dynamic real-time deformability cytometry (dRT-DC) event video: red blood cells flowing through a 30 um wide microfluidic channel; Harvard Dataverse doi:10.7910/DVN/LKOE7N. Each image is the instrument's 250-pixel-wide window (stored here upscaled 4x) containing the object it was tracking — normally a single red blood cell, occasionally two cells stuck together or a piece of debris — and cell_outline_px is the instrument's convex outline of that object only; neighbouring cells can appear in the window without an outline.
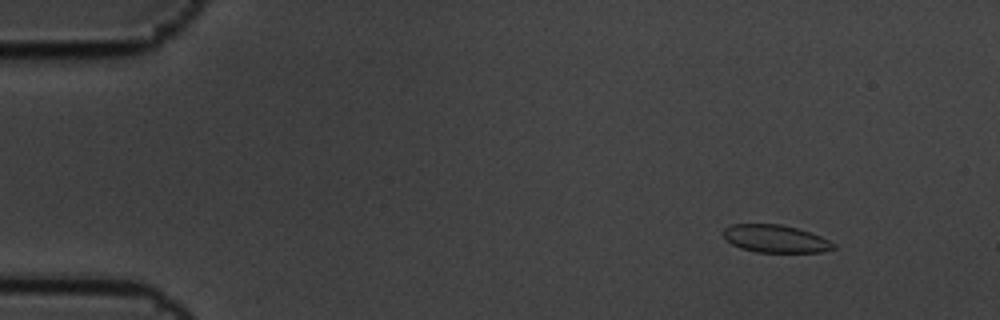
{"species": "common noctule bat (a hibernating species)", "species_latin": "Nyctalus noctula", "temperature_condition": "cold", "stored_images_in_passage": 5, "camera_frame_rate_fps": 3000, "um_per_image_px": 0.085, "animal": {"sex": "male", "body_mass_g": 19.5, "forearm_length_mm": 54.6}, "frame": {"image": 1, "passage_image": 2, "time_ms": 0.333, "image_size_px": [1000, 320], "cell_outline_px": [[836, 248], [820, 252], [756, 252], [740, 248], [732, 244], [724, 236], [724, 228], [732, 224], [780, 224], [796, 228], [820, 236], [836, 244]], "centroid_in_image_um": [65.91, 20.3], "position_along_channel_um": 19.1, "area_um2": 17.57}}
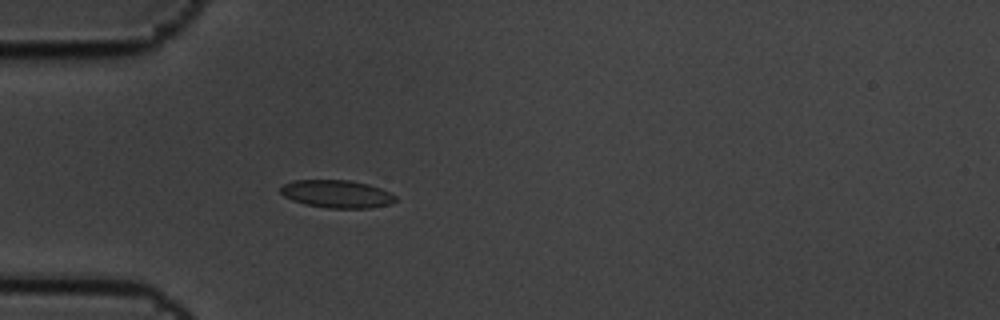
{"frame": {"image": 2, "passage_image": 5, "time_ms": 1.333, "image_size_px": [1000, 320], "cell_outline_px": [[396, 200], [388, 204], [368, 208], [328, 208], [304, 204], [292, 200], [284, 196], [280, 192], [280, 188], [284, 184], [292, 180], [348, 180], [368, 184], [380, 188], [396, 196]], "centroid_in_image_um": [28.59, 16.48], "position_along_channel_um": 56.4, "area_um2": 18.5}}